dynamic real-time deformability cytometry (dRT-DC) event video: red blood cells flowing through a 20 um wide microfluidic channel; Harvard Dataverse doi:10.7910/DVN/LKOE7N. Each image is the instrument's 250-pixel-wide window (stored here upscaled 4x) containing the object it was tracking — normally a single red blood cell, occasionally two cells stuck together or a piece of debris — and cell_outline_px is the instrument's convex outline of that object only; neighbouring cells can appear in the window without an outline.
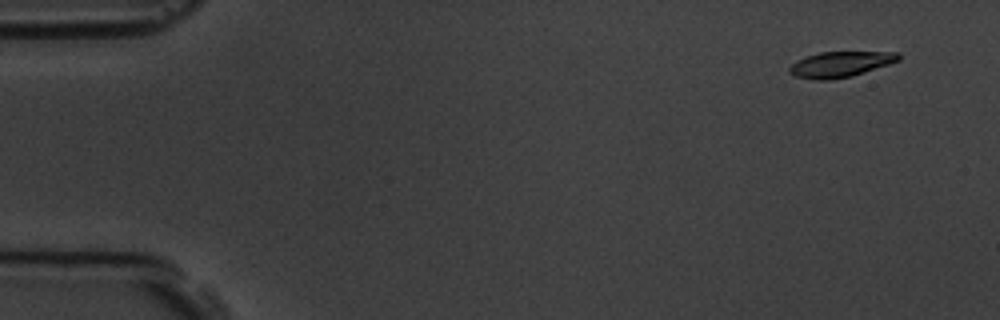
{"species": "common noctule bat (a hibernating species)", "species_latin": "Nyctalus noctula", "temperature_condition": "room temperature", "stored_images_in_passage": 5, "camera_frame_rate_fps": 3000, "um_per_image_px": 0.085, "animal": {"sex": "male", "body_mass_g": 19.5, "forearm_length_mm": 54.6}, "frame": {"image": 1, "passage_image": 1, "time_ms": 0.0, "image_size_px": [1000, 320], "cell_outline_px": [[900, 60], [852, 76], [828, 80], [812, 80], [796, 76], [788, 72], [788, 68], [796, 60], [820, 52], [900, 52]], "centroid_in_image_um": [71.41, 5.47], "position_along_channel_um": 13.6, "area_um2": 16.18}}